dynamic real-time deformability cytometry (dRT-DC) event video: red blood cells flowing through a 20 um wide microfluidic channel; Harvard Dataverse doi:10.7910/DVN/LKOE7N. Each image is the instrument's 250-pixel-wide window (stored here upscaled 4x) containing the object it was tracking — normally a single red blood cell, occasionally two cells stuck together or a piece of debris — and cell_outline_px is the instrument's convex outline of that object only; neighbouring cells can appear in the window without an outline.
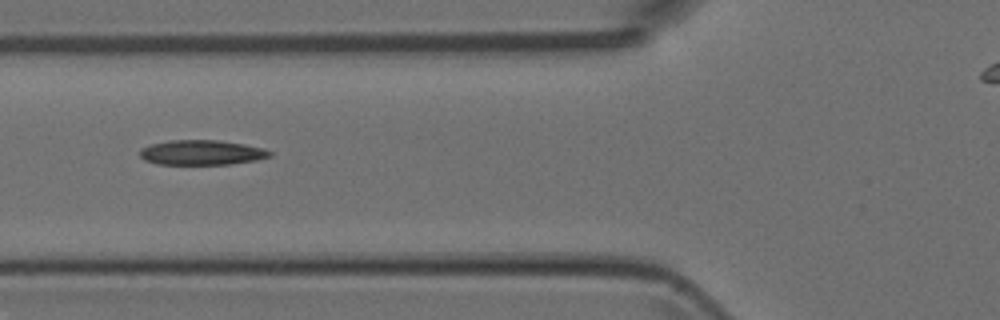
{"species": "Egyptian fruit bat (a non-hibernating species)", "species_latin": "Rousettus aegyptiacus", "temperature_condition": "room temperature", "stored_images_in_passage": 3, "camera_frame_rate_fps": 3000, "um_per_image_px": 0.085, "animal": {"sex": "female"}, "frame": {"image": 1, "passage_image": 3, "time_ms": 2.333, "image_size_px": [1000, 320], "cell_outline_px": [[272, 156], [256, 160], [228, 164], [156, 164], [144, 160], [140, 156], [140, 148], [152, 144], [172, 140], [216, 140], [244, 144], [264, 148], [272, 152]], "centroid_in_image_um": [17.14, 12.96], "position_along_channel_um": 108.7, "area_um2": 18.79}}